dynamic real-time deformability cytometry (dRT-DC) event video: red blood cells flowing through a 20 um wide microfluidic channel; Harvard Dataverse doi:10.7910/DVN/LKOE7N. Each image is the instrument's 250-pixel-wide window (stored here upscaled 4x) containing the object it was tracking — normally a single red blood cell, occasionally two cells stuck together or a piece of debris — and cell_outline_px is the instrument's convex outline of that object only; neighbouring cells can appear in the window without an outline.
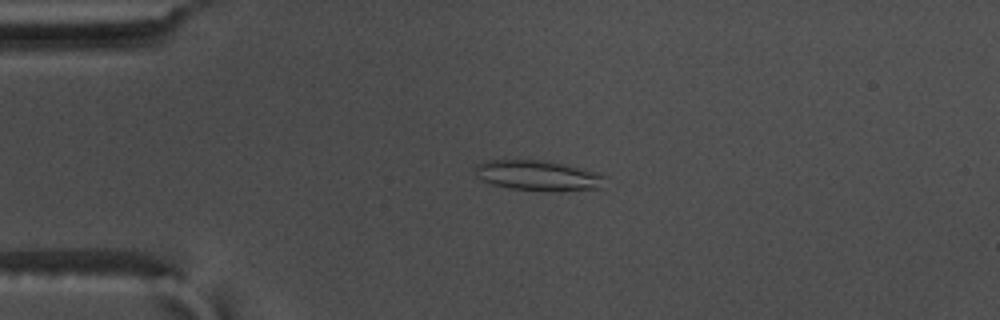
{"species": "common noctule bat (a hibernating species)", "species_latin": "Nyctalus noctula", "temperature_condition": "warm", "stored_images_in_passage": 57, "camera_frame_rate_fps": 3000, "um_per_image_px": 0.085, "animal": {"sex": "male", "body_mass_g": 17.5, "forearm_length_mm": 52.3}, "frame": {"image": 1, "passage_image": 14, "time_ms": 4.333, "image_size_px": [1000, 320], "cell_outline_px": [[608, 188], [512, 188], [492, 184], [476, 176], [472, 168], [476, 164], [488, 160], [544, 160], [564, 164], [596, 172], [608, 176]], "centroid_in_image_um": [45.74, 14.86], "position_along_channel_um": 39.3, "area_um2": 22.14}}
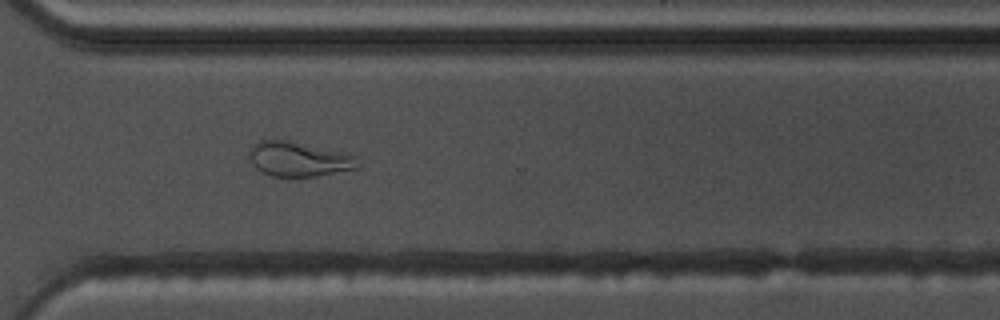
{"frame": {"image": 2, "passage_image": 42, "time_ms": 13.667, "image_size_px": [1000, 320], "cell_outline_px": [[360, 168], [316, 176], [272, 176], [256, 168], [248, 156], [248, 152], [252, 144], [260, 140], [288, 140], [340, 152], [356, 156], [360, 164]], "centroid_in_image_um": [25.38, 13.52], "position_along_channel_um": 345.2, "area_um2": 21.79}}
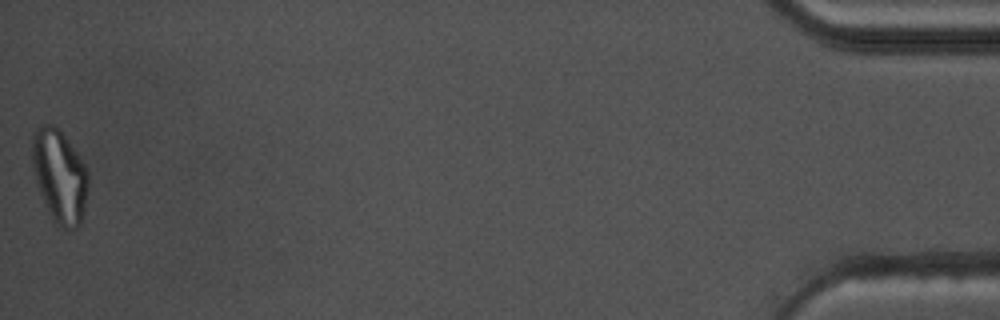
{"frame": {"image": 3, "passage_image": 57, "time_ms": 18.667, "image_size_px": [1000, 320], "cell_outline_px": [[88, 188], [84, 212], [80, 224], [76, 228], [64, 228], [52, 224], [40, 192], [36, 180], [32, 160], [32, 132], [40, 124], [52, 124], [64, 136], [76, 152], [84, 164], [88, 172]], "centroid_in_image_um": [5.05, 15.0], "position_along_channel_um": 430.1, "area_um2": 30.4}, "authors_computed_cell_mechanics": {"area_um2": 23.698, "velocity_mm_per_s": 3.6261, "shape_relaxation_time_tau1_ms": null, "shape_relaxation_time_tau2_ms": 2.1298, "deformation_change_tau1": null, "deformation_change_tau2": 0.0852}}